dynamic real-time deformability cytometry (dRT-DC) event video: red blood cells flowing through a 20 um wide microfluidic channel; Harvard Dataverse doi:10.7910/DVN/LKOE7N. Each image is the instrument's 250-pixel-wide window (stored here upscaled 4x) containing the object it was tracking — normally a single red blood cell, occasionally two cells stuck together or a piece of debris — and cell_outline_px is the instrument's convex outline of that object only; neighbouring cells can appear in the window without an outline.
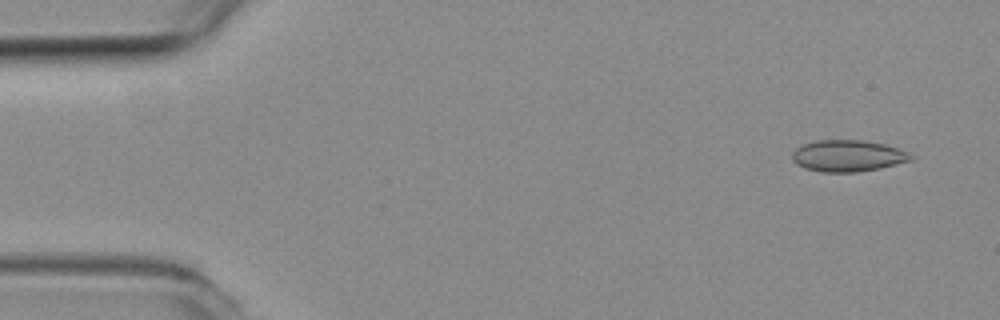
{"species": "common noctule bat (a hibernating species)", "species_latin": "Nyctalus noctula", "temperature_condition": "room temperature", "stored_images_in_passage": 55, "camera_frame_rate_fps": 3000, "um_per_image_px": 0.085, "animal": {"sex": "female", "body_mass_g": 19.3, "forearm_length_mm": 54.1}, "frame": {"image": 1, "passage_image": 3, "time_ms": 0.667, "image_size_px": [1000, 320], "cell_outline_px": [[916, 156], [912, 160], [880, 168], [856, 172], [820, 172], [804, 168], [796, 164], [792, 160], [792, 152], [800, 144], [816, 140], [864, 140], [884, 144], [908, 152]], "centroid_in_image_um": [72.04, 13.24], "position_along_channel_um": 13.0, "area_um2": 22.02}}
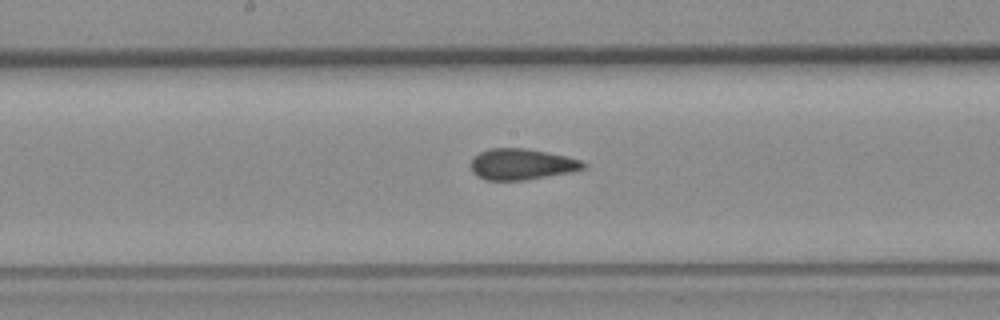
{"frame": {"image": 2, "passage_image": 28, "time_ms": 9.0, "image_size_px": [1000, 320], "cell_outline_px": [[588, 164], [584, 168], [572, 172], [524, 180], [484, 180], [476, 176], [472, 172], [468, 164], [480, 152], [492, 148], [524, 148], [564, 156], [580, 160]], "centroid_in_image_um": [44.3, 13.97], "position_along_channel_um": 203.9, "area_um2": 20.29}}
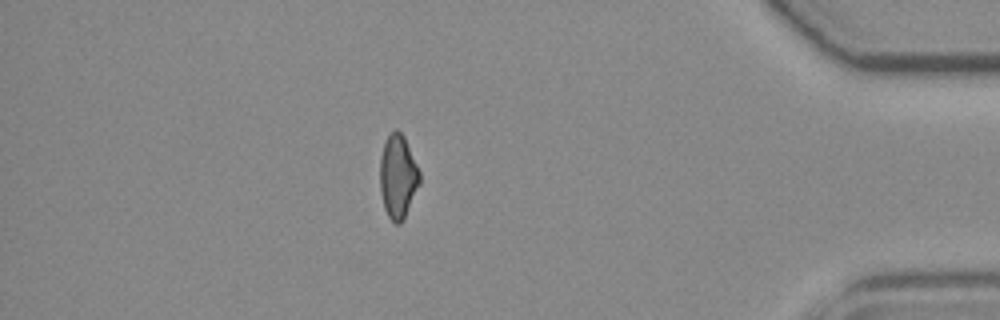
{"frame": {"image": 3, "passage_image": 48, "time_ms": 15.667, "image_size_px": [1000, 320], "cell_outline_px": [[420, 184], [404, 220], [400, 224], [396, 224], [388, 216], [384, 208], [380, 192], [380, 156], [384, 144], [388, 136], [396, 128], [404, 136], [420, 172]], "centroid_in_image_um": [33.83, 15.04], "position_along_channel_um": 401.4, "area_um2": 19.42}, "authors_computed_cell_mechanics": {"area_um2": 20.5768, "velocity_mm_per_s": 3.6436, "shape_relaxation_time_tau1_ms": null, "shape_relaxation_time_tau2_ms": 1.7728, "deformation_change_tau1": null, "deformation_change_tau2": 0.0668}}